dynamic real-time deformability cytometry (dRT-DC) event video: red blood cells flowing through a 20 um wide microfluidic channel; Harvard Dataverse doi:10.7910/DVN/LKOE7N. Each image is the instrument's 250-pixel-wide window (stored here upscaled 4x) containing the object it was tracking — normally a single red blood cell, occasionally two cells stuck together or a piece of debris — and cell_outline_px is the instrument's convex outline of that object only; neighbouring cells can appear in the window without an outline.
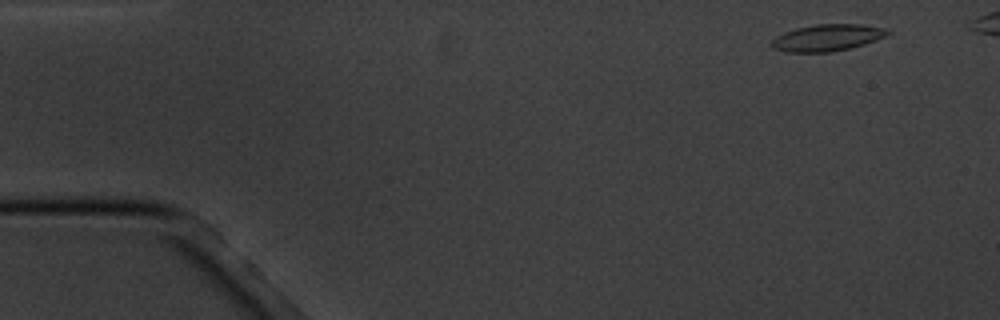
{"species": "common noctule bat (a hibernating species)", "species_latin": "Nyctalus noctula", "temperature_condition": "cold", "stored_images_in_passage": 5, "camera_frame_rate_fps": 3000, "um_per_image_px": 0.085, "animal": {"sex": "male", "body_mass_g": 20.1, "forearm_length_mm": 53.5}, "frame": {"image": 1, "passage_image": 1, "time_ms": 0.0, "image_size_px": [1000, 320], "cell_outline_px": [[892, 32], [876, 40], [864, 44], [832, 52], [788, 52], [772, 48], [768, 44], [776, 36], [784, 32], [796, 28], [816, 24], [860, 24], [884, 28]], "centroid_in_image_um": [70.27, 3.2], "position_along_channel_um": 14.7, "area_um2": 18.03}}